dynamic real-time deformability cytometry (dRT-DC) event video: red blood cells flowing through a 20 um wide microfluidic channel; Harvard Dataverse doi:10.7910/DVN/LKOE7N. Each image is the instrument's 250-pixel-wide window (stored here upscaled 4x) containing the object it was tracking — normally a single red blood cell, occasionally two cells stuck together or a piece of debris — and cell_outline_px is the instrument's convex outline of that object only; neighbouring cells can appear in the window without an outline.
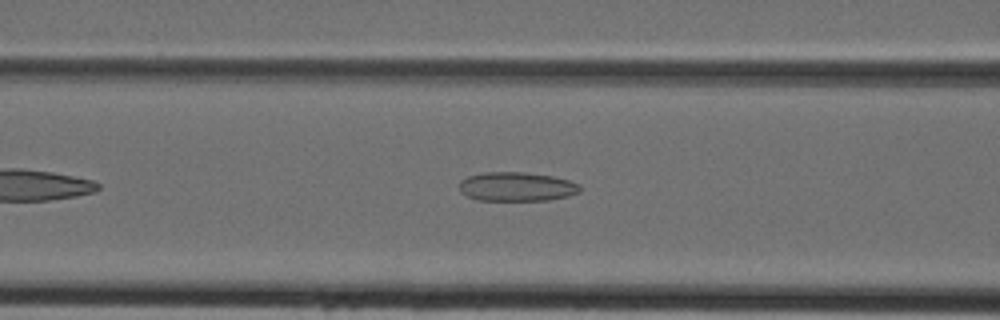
{"species": "Egyptian fruit bat (a non-hibernating species)", "species_latin": "Rousettus aegyptiacus", "temperature_condition": "cold", "stored_images_in_passage": 33, "camera_frame_rate_fps": 3000, "um_per_image_px": 0.085, "animal": {"sex": "female"}, "frame": {"image": 1, "passage_image": 8, "time_ms": 2.333, "image_size_px": [1000, 320], "cell_outline_px": [[584, 188], [580, 192], [568, 196], [548, 200], [476, 200], [460, 192], [460, 180], [468, 176], [484, 172], [524, 172], [552, 176], [568, 180], [580, 184]], "centroid_in_image_um": [43.94, 15.86], "position_along_channel_um": 122.7, "area_um2": 20.58}}
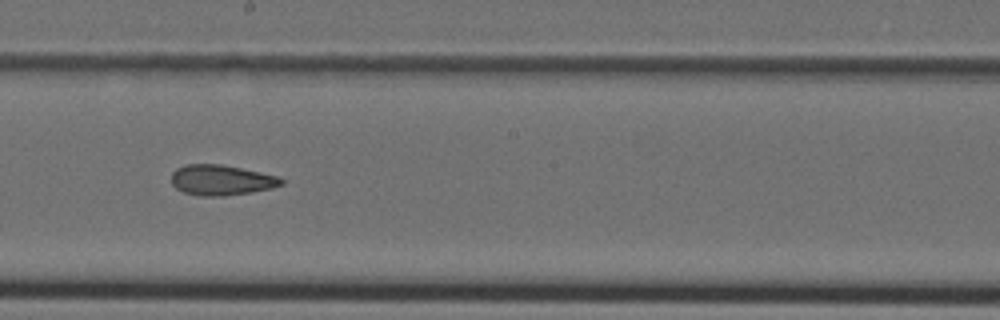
{"frame": {"image": 2, "passage_image": 15, "time_ms": 4.667, "image_size_px": [1000, 320], "cell_outline_px": [[284, 184], [272, 188], [252, 192], [220, 196], [200, 196], [184, 192], [176, 188], [172, 184], [172, 172], [176, 168], [184, 164], [220, 164], [260, 172], [276, 176], [284, 180]], "centroid_in_image_um": [18.79, 15.3], "position_along_channel_um": 229.4, "area_um2": 19.42}}
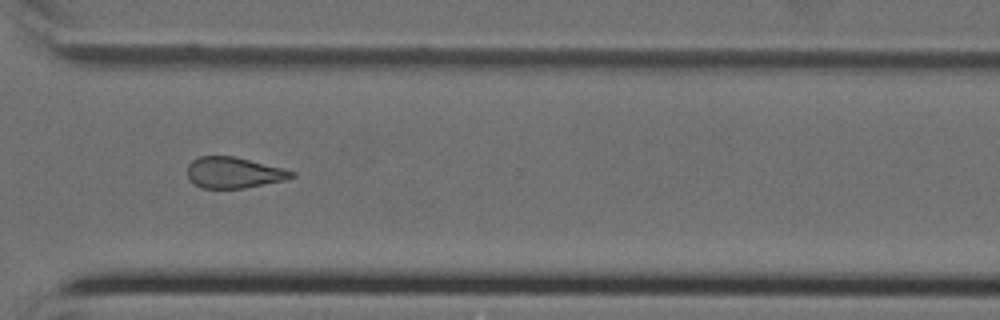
{"frame": {"image": 3, "passage_image": 23, "time_ms": 7.333, "image_size_px": [1000, 320], "cell_outline_px": [[296, 176], [284, 180], [244, 188], [200, 188], [188, 180], [188, 164], [192, 160], [200, 156], [232, 156], [284, 168], [296, 172]], "centroid_in_image_um": [19.86, 14.68], "position_along_channel_um": 350.7, "area_um2": 18.84}}